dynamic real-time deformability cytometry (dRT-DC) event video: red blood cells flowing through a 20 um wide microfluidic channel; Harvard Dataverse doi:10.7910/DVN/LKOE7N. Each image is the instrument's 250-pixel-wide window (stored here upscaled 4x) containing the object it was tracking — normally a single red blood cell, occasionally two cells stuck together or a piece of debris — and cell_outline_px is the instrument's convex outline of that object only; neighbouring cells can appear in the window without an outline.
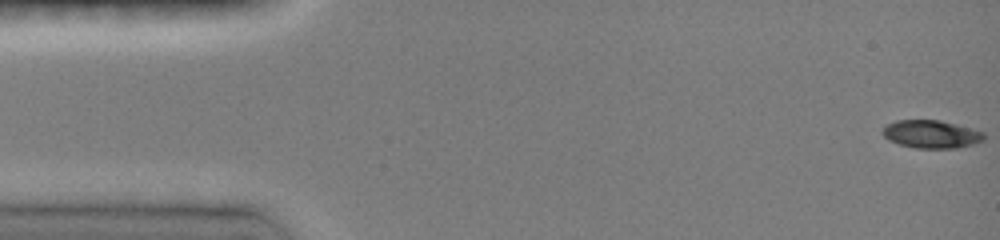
{"species": "common noctule bat (a hibernating species)", "species_latin": "Nyctalus noctula", "temperature_condition": "room temperature", "stored_images_in_passage": 71, "camera_frame_rate_fps": 3000, "um_per_image_px": 0.085, "animal": {"sex": "female", "body_mass_g": 19.0, "forearm_length_mm": 51.5}, "frame": {"image": 1, "passage_image": 1, "time_ms": 0.0, "image_size_px": [1000, 240], "cell_outline_px": [[984, 136], [980, 140], [972, 144], [956, 148], [916, 148], [900, 144], [888, 140], [884, 136], [884, 128], [888, 124], [896, 120], [940, 120], [984, 132]], "centroid_in_image_um": [79.13, 11.4], "position_along_channel_um": 5.9, "area_um2": 16.13}}
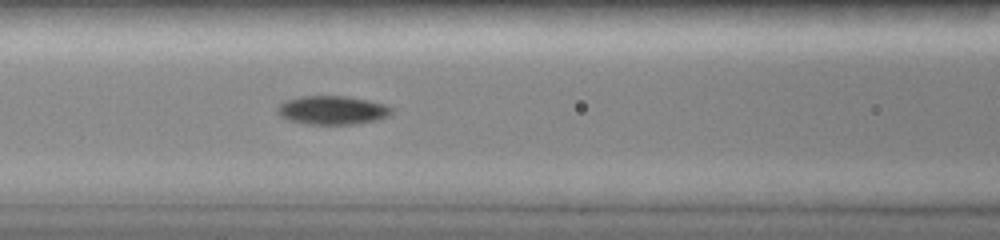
{"frame": {"image": 2, "passage_image": 39, "time_ms": 6.333, "image_size_px": [1000, 240], "cell_outline_px": [[392, 112], [388, 116], [376, 120], [356, 124], [308, 124], [288, 120], [280, 116], [276, 112], [276, 108], [284, 100], [300, 96], [344, 96], [368, 100], [384, 104], [392, 108]], "centroid_in_image_um": [28.21, 9.36], "position_along_channel_um": 138.4, "area_um2": 19.13}}
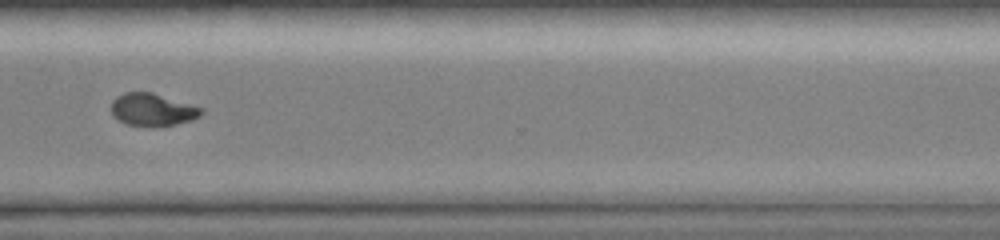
{"frame": {"image": 3, "passage_image": 70, "time_ms": 11.667, "image_size_px": [1000, 240], "cell_outline_px": [[204, 112], [200, 116], [192, 120], [176, 124], [128, 124], [112, 116], [112, 100], [116, 96], [124, 92], [152, 92], [204, 108]], "centroid_in_image_um": [12.98, 9.28], "position_along_channel_um": 357.6, "area_um2": 16.65}}